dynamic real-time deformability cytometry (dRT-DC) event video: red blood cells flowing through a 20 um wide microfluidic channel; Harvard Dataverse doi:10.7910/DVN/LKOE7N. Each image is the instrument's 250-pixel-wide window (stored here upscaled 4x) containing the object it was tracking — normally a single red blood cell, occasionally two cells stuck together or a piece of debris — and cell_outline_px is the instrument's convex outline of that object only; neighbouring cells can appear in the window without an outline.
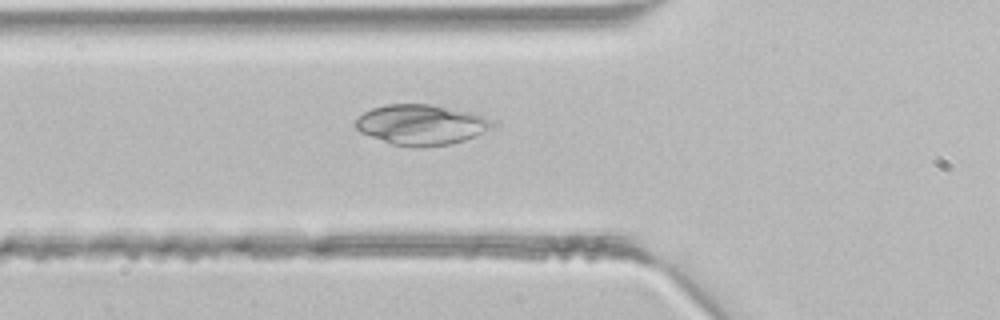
{"species": "common noctule bat (a hibernating species)", "species_latin": "Nyctalus noctula", "temperature_condition": "room temperature", "stored_images_in_passage": 6, "camera_frame_rate_fps": 3000, "um_per_image_px": 0.085, "animal": {"sex": "male", "body_mass_g": 21.5, "forearm_length_mm": 52.0}, "frame": {"image": 1, "passage_image": 6, "time_ms": 1.667, "image_size_px": [1000, 320], "cell_outline_px": [[488, 128], [464, 140], [452, 144], [416, 148], [392, 144], [360, 132], [356, 128], [356, 120], [364, 112], [372, 108], [384, 104], [432, 104], [472, 112], [484, 116], [488, 120]], "centroid_in_image_um": [35.72, 10.59], "position_along_channel_um": 90.1, "area_um2": 31.67}}